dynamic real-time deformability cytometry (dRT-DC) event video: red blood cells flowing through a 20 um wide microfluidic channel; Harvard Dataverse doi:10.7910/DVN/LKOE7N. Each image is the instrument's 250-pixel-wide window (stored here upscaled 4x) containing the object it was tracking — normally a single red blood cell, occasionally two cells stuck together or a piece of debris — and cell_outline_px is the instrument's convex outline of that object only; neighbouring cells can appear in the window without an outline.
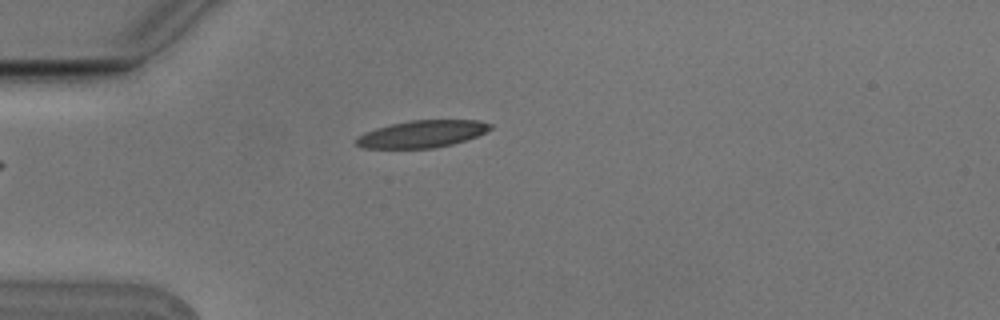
{"species": "Egyptian fruit bat (a non-hibernating species)", "species_latin": "Rousettus aegyptiacus", "temperature_condition": "cold", "stored_images_in_passage": 5, "camera_frame_rate_fps": 3000, "um_per_image_px": 0.085, "animal": {"sex": "male"}, "frame": {"image": 1, "passage_image": 5, "time_ms": 1.333, "image_size_px": [1000, 320], "cell_outline_px": [[492, 128], [476, 136], [452, 144], [432, 148], [360, 148], [356, 144], [356, 136], [364, 132], [376, 128], [392, 124], [412, 120], [480, 120], [492, 124]], "centroid_in_image_um": [35.84, 11.38], "position_along_channel_um": 49.2, "area_um2": 21.1}}